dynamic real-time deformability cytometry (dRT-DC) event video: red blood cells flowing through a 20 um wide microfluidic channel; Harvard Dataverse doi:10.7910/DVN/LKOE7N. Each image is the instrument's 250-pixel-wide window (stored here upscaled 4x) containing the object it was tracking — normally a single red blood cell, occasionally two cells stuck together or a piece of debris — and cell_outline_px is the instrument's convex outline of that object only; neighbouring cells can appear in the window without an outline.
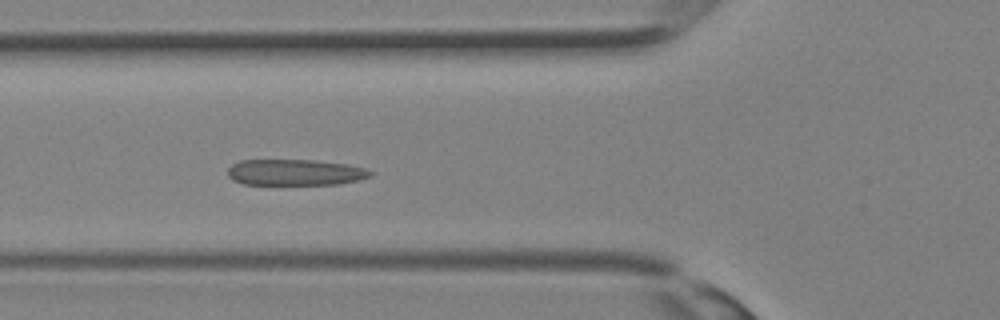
{"species": "Egyptian fruit bat (a non-hibernating species)", "species_latin": "Rousettus aegyptiacus", "temperature_condition": "room temperature", "stored_images_in_passage": 16, "camera_frame_rate_fps": 3000, "um_per_image_px": 0.085, "animal": {"sex": "female"}, "frame": {"image": 1, "passage_image": 12, "time_ms": 3.667, "image_size_px": [1000, 320], "cell_outline_px": [[372, 176], [360, 180], [340, 184], [244, 184], [232, 180], [228, 176], [228, 168], [232, 164], [240, 160], [316, 160], [348, 164], [364, 168], [372, 172]], "centroid_in_image_um": [25.1, 14.65], "position_along_channel_um": 100.7, "area_um2": 21.79}}
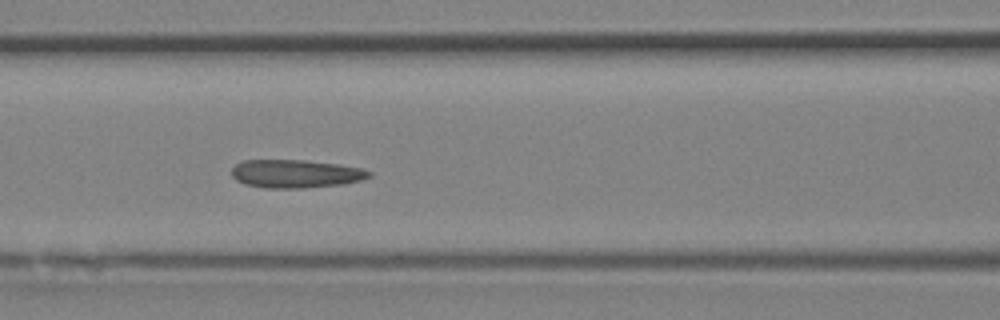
{"frame": {"image": 2, "passage_image": 14, "time_ms": 4.333, "image_size_px": [1000, 320], "cell_outline_px": [[372, 176], [360, 180], [344, 184], [304, 188], [264, 188], [244, 184], [236, 180], [232, 176], [232, 168], [236, 164], [244, 160], [304, 160], [336, 164], [360, 168], [372, 172]], "centroid_in_image_um": [25.11, 14.77], "position_along_channel_um": 141.5, "area_um2": 22.6}}
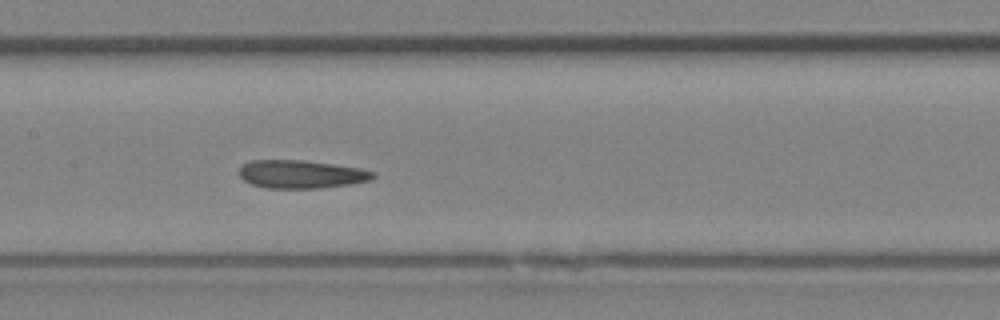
{"frame": {"image": 3, "passage_image": 16, "time_ms": 5.0, "image_size_px": [1000, 320], "cell_outline_px": [[376, 176], [368, 180], [352, 184], [320, 188], [268, 188], [252, 184], [244, 180], [240, 176], [240, 168], [248, 160], [304, 160], [360, 168], [376, 172]], "centroid_in_image_um": [25.61, 14.8], "position_along_channel_um": 181.8, "area_um2": 21.91}}